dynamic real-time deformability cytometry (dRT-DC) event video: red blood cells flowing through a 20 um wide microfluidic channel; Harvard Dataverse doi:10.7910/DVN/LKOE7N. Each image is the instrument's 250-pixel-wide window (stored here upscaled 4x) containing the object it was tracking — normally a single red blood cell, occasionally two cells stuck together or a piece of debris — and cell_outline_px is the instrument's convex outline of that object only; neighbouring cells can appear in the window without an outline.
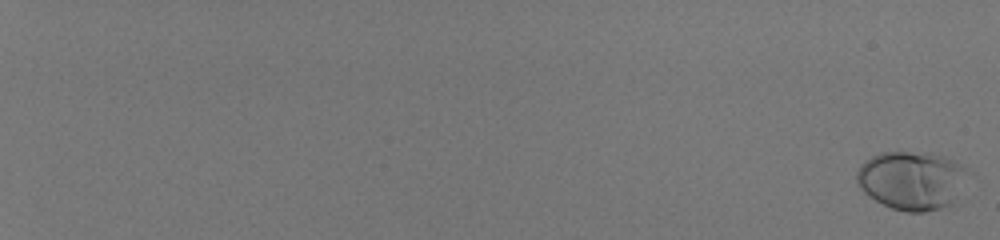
{"species": "human", "species_latin": "Homo sapiens", "temperature_condition": "room temperature", "stored_images_in_passage": 59, "camera_frame_rate_fps": 3000, "um_per_image_px": 0.085, "donor": {"sex": "male"}, "frame": {"image": 1, "passage_image": 1, "time_ms": 0.0, "image_size_px": [1000, 240], "cell_outline_px": [[964, 168], [948, 204], [940, 208], [924, 212], [908, 212], [892, 208], [868, 196], [860, 188], [856, 180], [856, 172], [860, 164], [864, 160], [880, 152], [932, 152], [944, 156], [960, 164]], "centroid_in_image_um": [77.31, 15.29], "position_along_channel_um": 7.7, "area_um2": 36.59}}
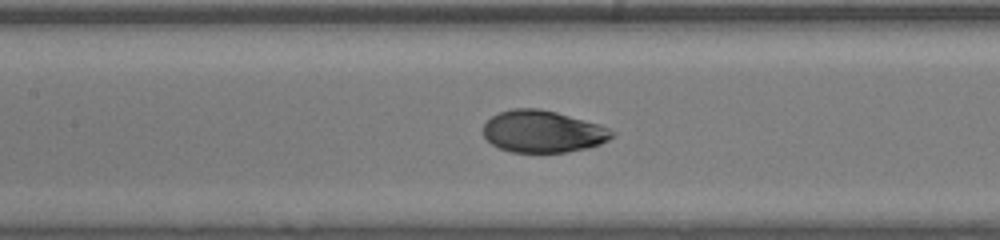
{"frame": {"image": 2, "passage_image": 35, "time_ms": 11.333, "image_size_px": [1000, 240], "cell_outline_px": [[616, 136], [600, 144], [588, 148], [564, 152], [512, 152], [500, 148], [492, 144], [484, 136], [484, 124], [492, 116], [500, 112], [512, 108], [540, 108], [556, 112], [600, 124], [616, 132]], "centroid_in_image_um": [46.18, 11.17], "position_along_channel_um": 161.2, "area_um2": 31.56}}
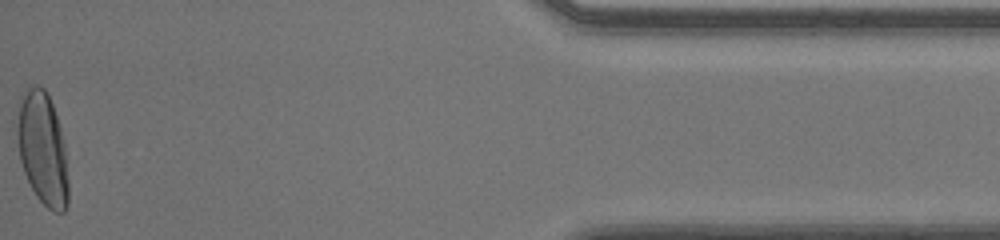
{"frame": {"image": 3, "passage_image": 59, "time_ms": 19.333, "image_size_px": [1000, 240], "cell_outline_px": [[68, 204], [64, 212], [56, 212], [48, 208], [36, 196], [24, 172], [20, 160], [16, 132], [16, 128], [20, 96], [32, 84], [36, 84], [44, 88], [52, 104], [60, 128], [64, 144], [68, 180]], "centroid_in_image_um": [3.61, 12.63], "position_along_channel_um": 431.6, "area_um2": 33.58}, "authors_computed_cell_mechanics": {"area_um2": 31.9056, "velocity_mm_per_s": 4.0667, "shape_relaxation_time_tau1_ms": 3.3694, "shape_relaxation_time_tau2_ms": null, "deformation_change_tau1": 0.1752, "deformation_change_tau2": null}}